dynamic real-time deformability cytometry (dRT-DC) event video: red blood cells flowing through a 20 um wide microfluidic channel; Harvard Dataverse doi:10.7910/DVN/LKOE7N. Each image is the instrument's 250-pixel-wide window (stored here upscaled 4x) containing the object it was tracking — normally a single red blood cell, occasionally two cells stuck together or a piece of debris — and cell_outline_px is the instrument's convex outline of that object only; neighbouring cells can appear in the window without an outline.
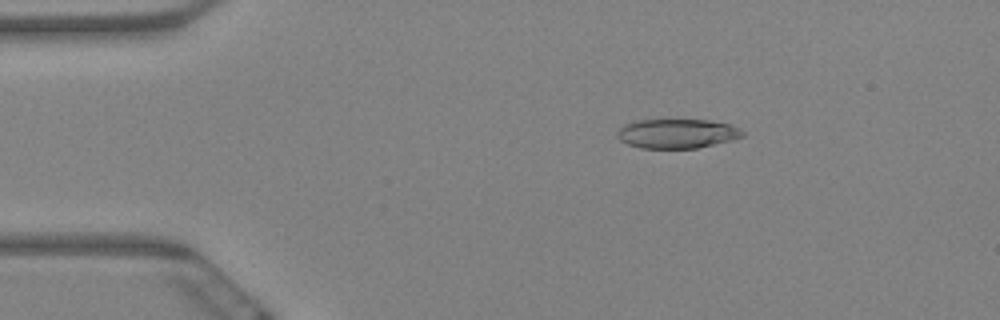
{"species": "Egyptian fruit bat (a non-hibernating species)", "species_latin": "Rousettus aegyptiacus", "temperature_condition": "warm", "stored_images_in_passage": 5, "camera_frame_rate_fps": 3000, "um_per_image_px": 0.085, "animal": {"sex": "female"}, "frame": {"image": 1, "passage_image": 3, "time_ms": 0.667, "image_size_px": [1000, 320], "cell_outline_px": [[744, 136], [732, 140], [696, 148], [640, 148], [628, 144], [620, 140], [616, 136], [616, 132], [624, 124], [636, 120], [708, 120], [728, 124], [740, 128], [744, 132]], "centroid_in_image_um": [57.53, 11.35], "position_along_channel_um": 27.5, "area_um2": 21.44}}